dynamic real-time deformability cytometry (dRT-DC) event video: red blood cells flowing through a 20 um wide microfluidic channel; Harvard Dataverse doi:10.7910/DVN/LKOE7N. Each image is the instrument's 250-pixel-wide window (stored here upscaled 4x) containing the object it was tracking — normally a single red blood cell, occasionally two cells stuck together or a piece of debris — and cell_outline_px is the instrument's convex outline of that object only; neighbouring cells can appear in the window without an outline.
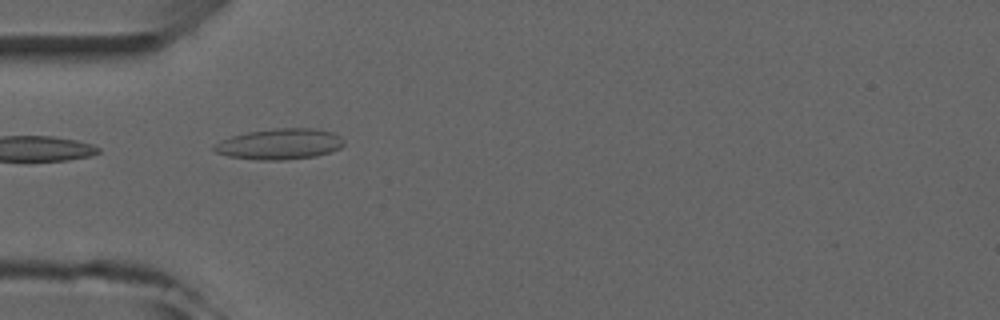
{"species": "common noctule bat (a hibernating species)", "species_latin": "Nyctalus noctula", "temperature_condition": "room temperature", "stored_images_in_passage": 2, "camera_frame_rate_fps": 3000, "um_per_image_px": 0.085, "animal": {"sex": "male", "forearm_length_mm": 52.5}, "frame": {"image": 1, "passage_image": 1, "time_ms": 0.0, "image_size_px": [1000, 320], "cell_outline_px": [[344, 144], [340, 148], [316, 156], [280, 160], [260, 160], [228, 156], [216, 152], [212, 148], [220, 140], [232, 136], [248, 132], [276, 128], [312, 128], [332, 132], [340, 136], [344, 140]], "centroid_in_image_um": [23.78, 12.24], "position_along_channel_um": 61.2, "area_um2": 23.12}}
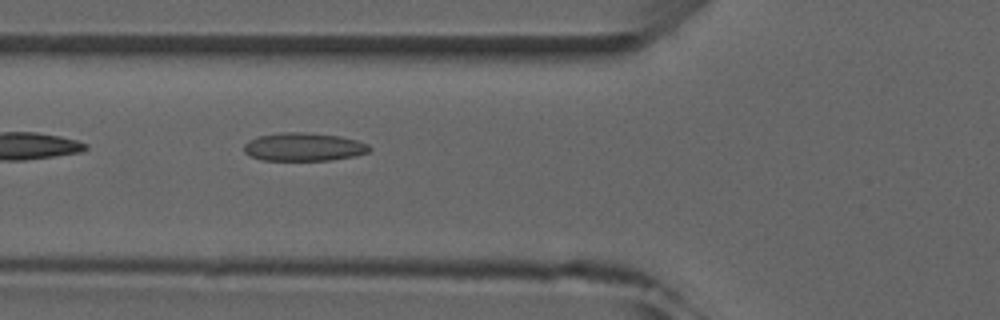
{"frame": {"image": 2, "passage_image": 2, "time_ms": 1.0, "image_size_px": [1000, 320], "cell_outline_px": [[372, 148], [368, 152], [352, 156], [328, 160], [260, 160], [244, 152], [244, 144], [248, 140], [256, 136], [280, 132], [304, 132], [340, 136], [356, 140], [368, 144]], "centroid_in_image_um": [25.78, 12.47], "position_along_channel_um": 100.0, "area_um2": 20.63}}